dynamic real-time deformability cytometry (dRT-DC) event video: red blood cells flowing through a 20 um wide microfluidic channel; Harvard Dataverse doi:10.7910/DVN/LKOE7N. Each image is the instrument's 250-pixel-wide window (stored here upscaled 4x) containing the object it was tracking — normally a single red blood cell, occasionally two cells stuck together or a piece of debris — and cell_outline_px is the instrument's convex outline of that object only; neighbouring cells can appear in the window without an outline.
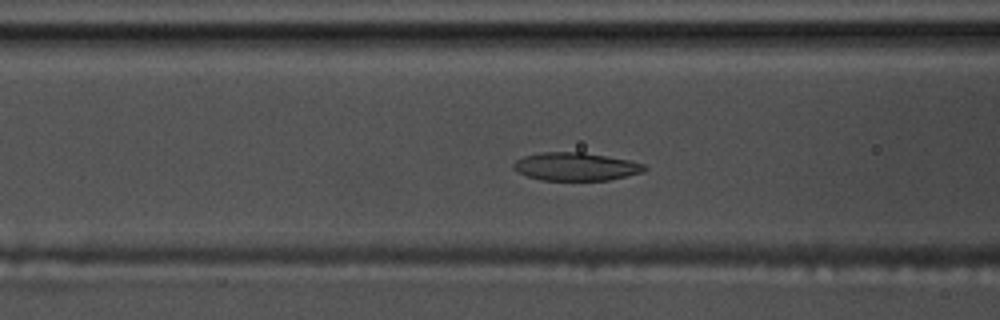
{"species": "common noctule bat (a hibernating species)", "species_latin": "Nyctalus noctula", "temperature_condition": "warm", "stored_images_in_passage": 56, "camera_frame_rate_fps": 3000, "um_per_image_px": 0.085, "animal": {"sex": "male", "body_mass_g": 17.5, "forearm_length_mm": 52.3}, "frame": {"image": 1, "passage_image": 22, "time_ms": 7.0, "image_size_px": [1000, 320], "cell_outline_px": [[648, 168], [644, 172], [608, 180], [540, 180], [516, 172], [512, 168], [512, 164], [516, 160], [524, 156], [540, 152], [584, 152], [628, 160], [644, 164]], "centroid_in_image_um": [48.91, 14.16], "position_along_channel_um": 117.7, "area_um2": 21.5}}
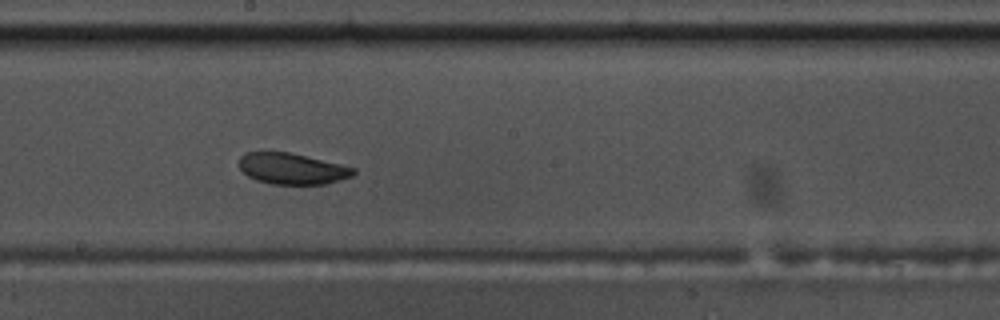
{"frame": {"image": 2, "passage_image": 31, "time_ms": 10.0, "image_size_px": [1000, 320], "cell_outline_px": [[356, 172], [352, 176], [324, 184], [272, 184], [256, 180], [248, 176], [240, 168], [240, 156], [244, 152], [288, 152], [340, 164], [356, 168]], "centroid_in_image_um": [24.82, 14.34], "position_along_channel_um": 223.4, "area_um2": 20.52}}
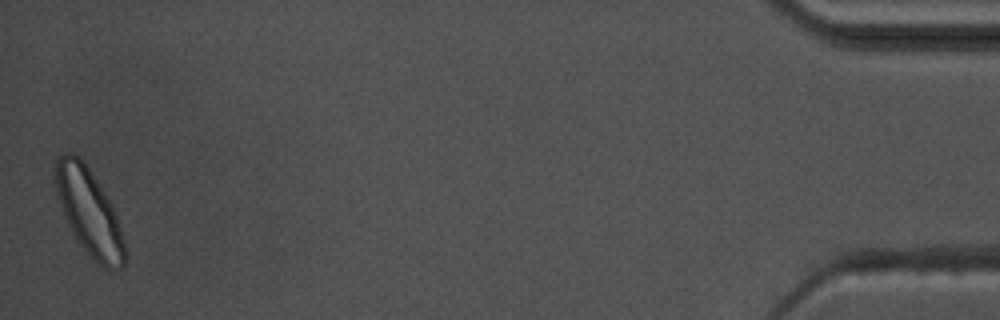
{"frame": {"image": 3, "passage_image": 56, "time_ms": 18.333, "image_size_px": [1000, 320], "cell_outline_px": [[128, 256], [124, 264], [120, 268], [104, 268], [76, 240], [64, 216], [56, 192], [56, 160], [60, 156], [68, 152], [72, 152], [88, 168], [112, 204], [120, 228]], "centroid_in_image_um": [7.59, 18.05], "position_along_channel_um": 427.6, "area_um2": 34.04}, "authors_computed_cell_mechanics": {"area_um2": 23.0333, "velocity_mm_per_s": 3.5472, "shape_relaxation_time_tau1_ms": 2.9883, "shape_relaxation_time_tau2_ms": 5.5272, "deformation_change_tau1": 0.107, "deformation_change_tau2": 0.0996}}